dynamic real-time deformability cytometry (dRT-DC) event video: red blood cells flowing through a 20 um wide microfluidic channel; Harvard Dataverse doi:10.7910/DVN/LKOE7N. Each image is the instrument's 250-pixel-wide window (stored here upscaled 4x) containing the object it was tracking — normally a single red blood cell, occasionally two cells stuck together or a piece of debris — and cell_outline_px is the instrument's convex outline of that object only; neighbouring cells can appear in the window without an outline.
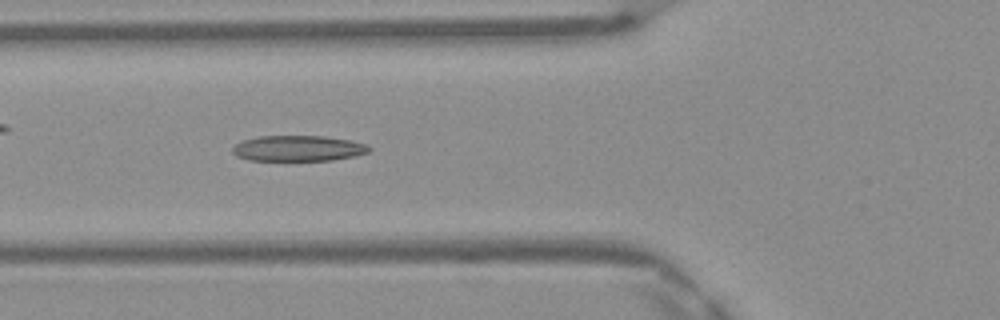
{"species": "Egyptian fruit bat (a non-hibernating species)", "species_latin": "Rousettus aegyptiacus", "temperature_condition": "warm", "stored_images_in_passage": 48, "camera_frame_rate_fps": 3000, "um_per_image_px": 0.085, "frame": {"image": 1, "passage_image": 18, "time_ms": 5.667, "image_size_px": [1000, 320], "cell_outline_px": [[372, 148], [368, 152], [352, 156], [332, 160], [248, 160], [236, 156], [232, 152], [232, 148], [236, 144], [244, 140], [260, 136], [324, 136], [348, 140], [364, 144]], "centroid_in_image_um": [25.31, 12.61], "position_along_channel_um": 100.5, "area_um2": 20.17}}
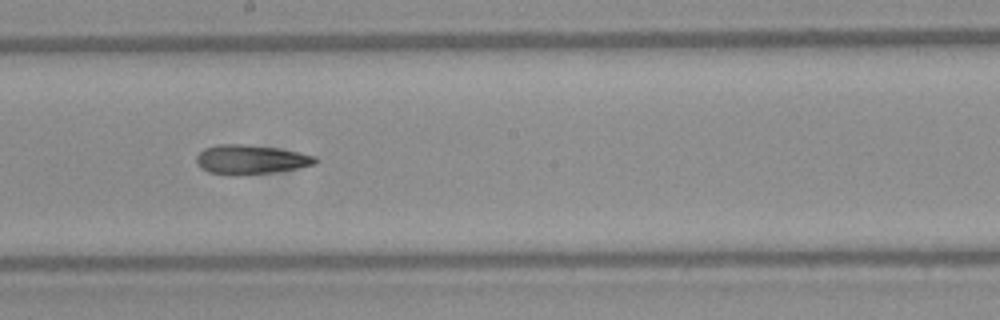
{"frame": {"image": 2, "passage_image": 27, "time_ms": 8.667, "image_size_px": [1000, 320], "cell_outline_px": [[320, 160], [316, 164], [296, 168], [272, 172], [236, 176], [232, 176], [208, 172], [200, 168], [196, 164], [196, 156], [204, 148], [220, 144], [240, 144], [276, 148], [316, 156]], "centroid_in_image_um": [21.27, 13.57], "position_along_channel_um": 226.9, "area_um2": 20.35}}
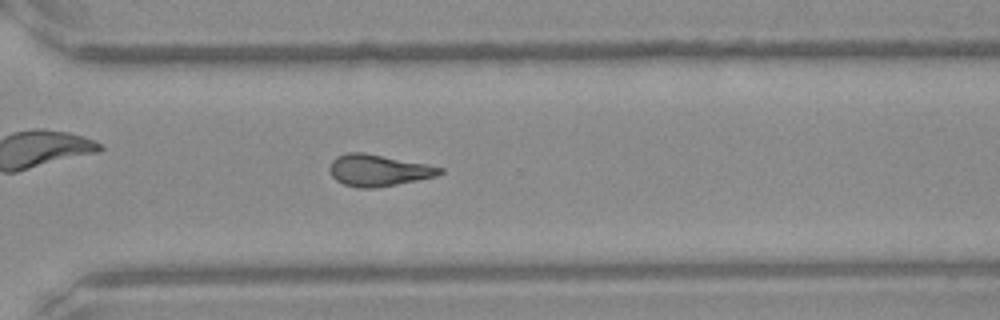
{"frame": {"image": 3, "passage_image": 35, "time_ms": 11.333, "image_size_px": [1000, 320], "cell_outline_px": [[444, 172], [436, 176], [396, 184], [372, 188], [356, 188], [344, 184], [336, 180], [332, 176], [328, 168], [332, 160], [336, 156], [348, 152], [364, 152], [428, 164], [444, 168]], "centroid_in_image_um": [32.14, 14.46], "position_along_channel_um": 338.5, "area_um2": 20.35}, "authors_computed_cell_mechanics": {"area_um2": 20.1722, "velocity_mm_per_s": 4.1966, "shape_relaxation_time_tau1_ms": null, "shape_relaxation_time_tau2_ms": 6.2071, "deformation_change_tau1": null, "deformation_change_tau2": 0.1922}}